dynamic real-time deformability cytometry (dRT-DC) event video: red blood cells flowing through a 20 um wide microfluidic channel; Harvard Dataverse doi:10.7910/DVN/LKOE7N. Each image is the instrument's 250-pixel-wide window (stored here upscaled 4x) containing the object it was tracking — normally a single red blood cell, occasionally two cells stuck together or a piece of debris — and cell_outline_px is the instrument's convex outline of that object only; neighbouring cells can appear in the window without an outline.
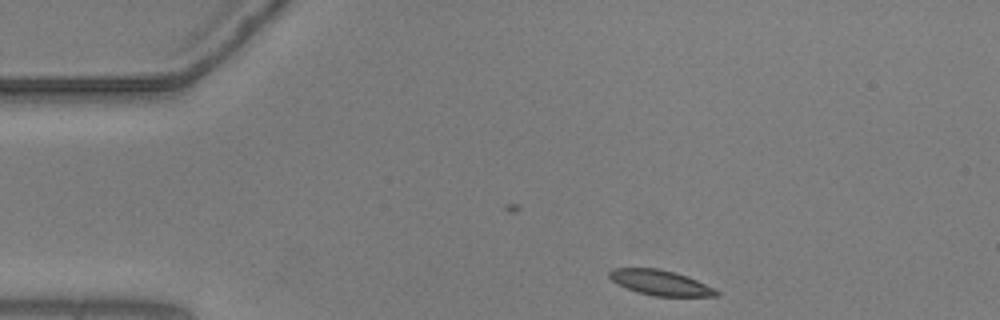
{"species": "common noctule bat (a hibernating species)", "species_latin": "Nyctalus noctula", "temperature_condition": "warm", "stored_images_in_passage": 36, "camera_frame_rate_fps": 3000, "um_per_image_px": 0.085, "animal": {"sex": "male", "body_mass_g": 20.5, "forearm_length_mm": 52.5}, "frame": {"image": 1, "passage_image": 1, "time_ms": 0.0, "image_size_px": [1000, 320], "cell_outline_px": [[720, 296], [652, 296], [636, 292], [616, 284], [608, 276], [608, 272], [612, 268], [660, 268], [676, 272], [688, 276], [720, 292]], "centroid_in_image_um": [56.08, 24.02], "position_along_channel_um": 28.9, "area_um2": 15.84}}
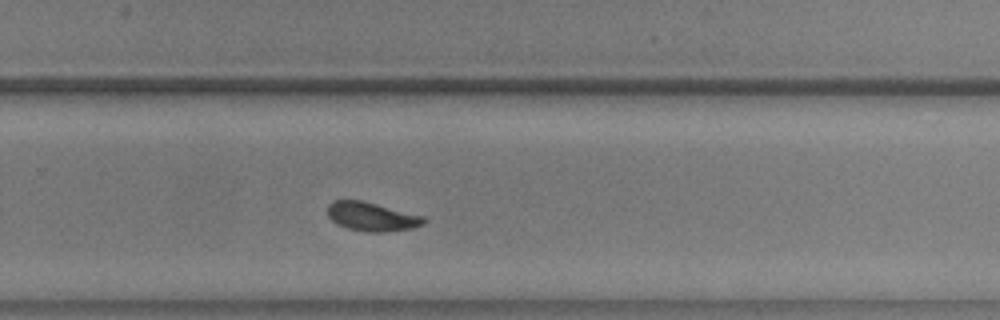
{"frame": {"image": 2, "passage_image": 28, "time_ms": 9.0, "image_size_px": [1000, 320], "cell_outline_px": [[428, 220], [424, 224], [412, 228], [384, 232], [368, 232], [348, 228], [336, 224], [328, 216], [328, 204], [332, 200], [360, 200], [424, 216]], "centroid_in_image_um": [31.6, 18.41], "position_along_channel_um": 298.2, "area_um2": 16.13}}
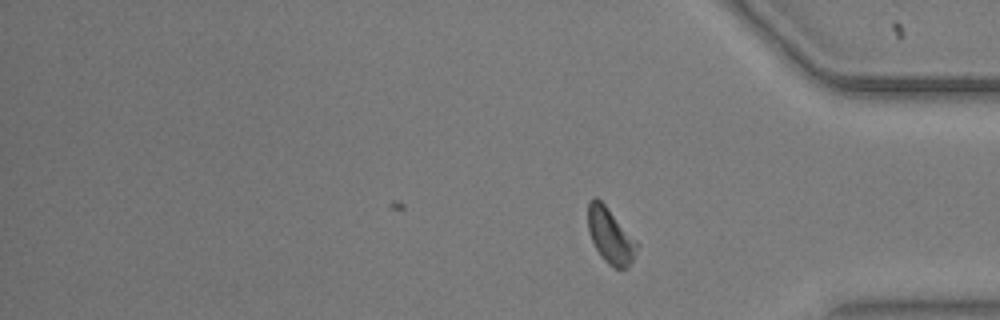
{"frame": {"image": 3, "passage_image": 36, "time_ms": 11.667, "image_size_px": [1000, 320], "cell_outline_px": [[640, 244], [628, 268], [612, 268], [604, 260], [596, 248], [588, 232], [588, 200], [592, 196], [596, 196], [608, 208]], "centroid_in_image_um": [51.88, 20.03], "position_along_channel_um": 383.3, "area_um2": 15.84}, "authors_computed_cell_mechanics": {"area_um2": 16.2418, "velocity_mm_per_s": 3.612, "shape_relaxation_time_tau1_ms": 4.0321, "shape_relaxation_time_tau2_ms": 2.3128, "deformation_change_tau1": 0.124, "deformation_change_tau2": 0.0671}}